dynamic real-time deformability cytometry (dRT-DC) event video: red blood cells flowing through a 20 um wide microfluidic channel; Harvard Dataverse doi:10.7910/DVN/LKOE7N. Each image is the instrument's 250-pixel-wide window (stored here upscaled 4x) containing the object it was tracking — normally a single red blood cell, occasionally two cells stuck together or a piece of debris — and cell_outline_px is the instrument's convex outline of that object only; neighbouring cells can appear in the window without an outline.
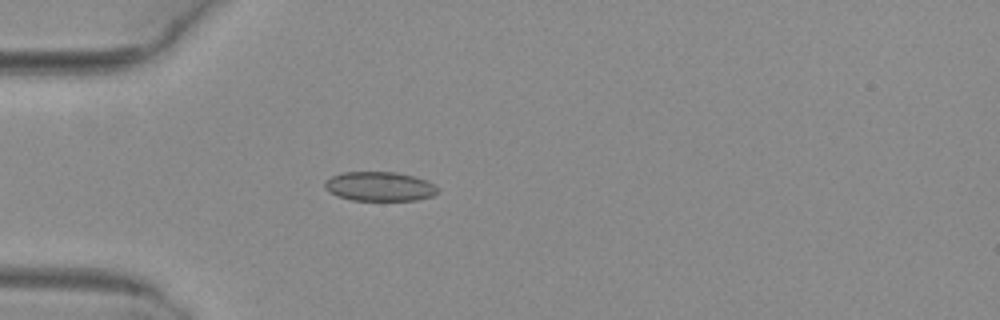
{"species": "common noctule bat (a hibernating species)", "species_latin": "Nyctalus noctula", "temperature_condition": "warm", "stored_images_in_passage": 3, "camera_frame_rate_fps": 3000, "um_per_image_px": 0.085, "animal": {"sex": "female", "body_mass_g": 29.2, "forearm_length_mm": 56.3}, "frame": {"image": 1, "passage_image": 3, "time_ms": 0.667, "image_size_px": [1000, 320], "cell_outline_px": [[440, 192], [432, 196], [416, 200], [352, 200], [328, 192], [324, 188], [324, 180], [340, 172], [396, 172], [428, 180], [440, 188]], "centroid_in_image_um": [32.28, 15.84], "position_along_channel_um": 52.7, "area_um2": 19.48}}